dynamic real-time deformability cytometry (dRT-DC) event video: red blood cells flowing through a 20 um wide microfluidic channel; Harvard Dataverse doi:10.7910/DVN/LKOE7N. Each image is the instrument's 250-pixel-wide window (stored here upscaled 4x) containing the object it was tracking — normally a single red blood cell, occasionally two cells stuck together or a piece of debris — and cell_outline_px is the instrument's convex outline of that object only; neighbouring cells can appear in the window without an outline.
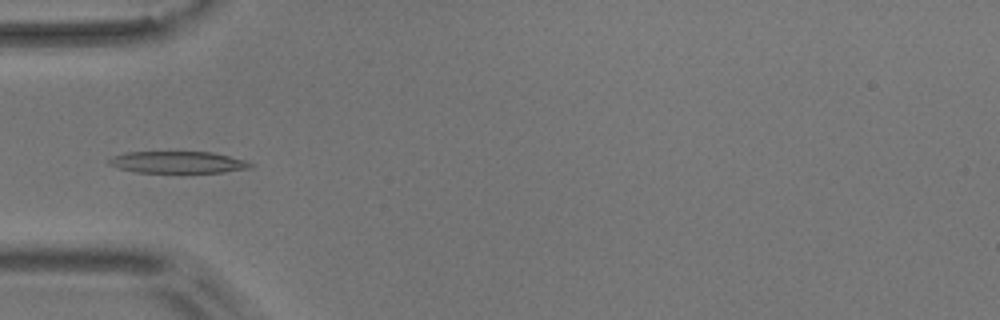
{"species": "common noctule bat (a hibernating species)", "species_latin": "Nyctalus noctula", "temperature_condition": "room temperature", "stored_images_in_passage": 11, "camera_frame_rate_fps": 3000, "um_per_image_px": 0.085, "animal": {"sex": "male", "body_mass_g": 17.9}, "frame": {"image": 1, "passage_image": 5, "time_ms": 5.667, "image_size_px": [1000, 320], "cell_outline_px": [[252, 168], [224, 172], [136, 172], [116, 168], [108, 164], [108, 160], [112, 156], [128, 152], [212, 152], [244, 160], [252, 164]], "centroid_in_image_um": [15.08, 13.79], "position_along_channel_um": 69.9, "area_um2": 17.86}}
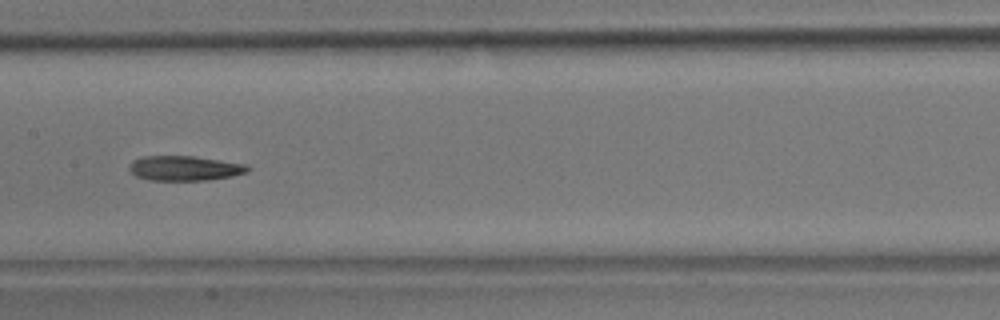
{"frame": {"image": 2, "passage_image": 8, "time_ms": 9.0, "image_size_px": [1000, 320], "cell_outline_px": [[252, 168], [248, 172], [232, 176], [208, 180], [148, 180], [136, 176], [128, 168], [132, 160], [144, 156], [192, 156], [248, 164]], "centroid_in_image_um": [15.72, 14.3], "position_along_channel_um": 191.7, "area_um2": 17.22}}
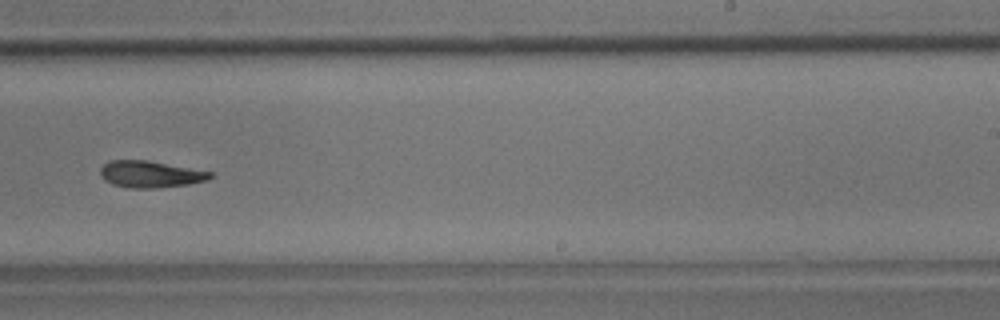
{"frame": {"image": 3, "passage_image": 10, "time_ms": 11.333, "image_size_px": [1000, 320], "cell_outline_px": [[212, 176], [208, 180], [188, 184], [156, 188], [128, 188], [112, 184], [104, 180], [100, 172], [100, 168], [108, 160], [148, 160], [212, 172]], "centroid_in_image_um": [12.75, 14.81], "position_along_channel_um": 276.2, "area_um2": 17.11}}